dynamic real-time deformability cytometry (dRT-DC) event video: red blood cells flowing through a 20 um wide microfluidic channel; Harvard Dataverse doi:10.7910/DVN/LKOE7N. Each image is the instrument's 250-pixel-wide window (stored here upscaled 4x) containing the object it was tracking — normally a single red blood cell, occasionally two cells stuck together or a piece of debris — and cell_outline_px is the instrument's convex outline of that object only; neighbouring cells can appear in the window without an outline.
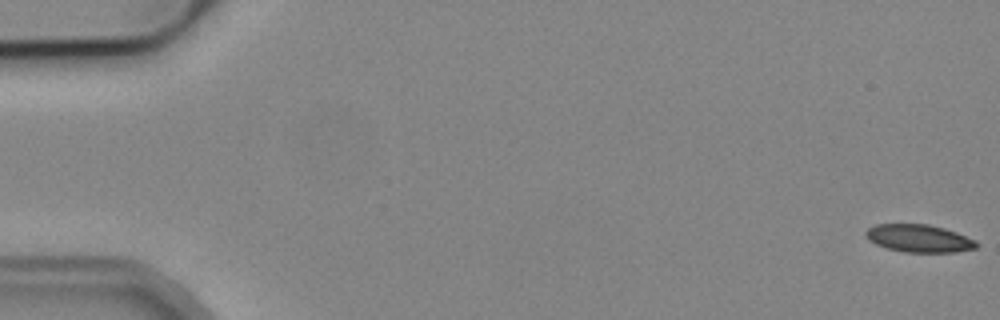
{"species": "common noctule bat (a hibernating species)", "species_latin": "Nyctalus noctula", "temperature_condition": "cold", "stored_images_in_passage": 53, "camera_frame_rate_fps": 3000, "um_per_image_px": 0.085, "animal": {"sex": "male", "body_mass_g": 19.2, "forearm_length_mm": 51.8}, "frame": {"image": 1, "passage_image": 1, "time_ms": 0.0, "image_size_px": [1000, 320], "cell_outline_px": [[980, 244], [976, 248], [956, 252], [904, 252], [888, 248], [876, 244], [868, 240], [864, 236], [864, 232], [868, 228], [876, 224], [928, 224], [944, 228], [956, 232], [976, 240]], "centroid_in_image_um": [78.11, 20.26], "position_along_channel_um": 6.9, "area_um2": 17.98}}
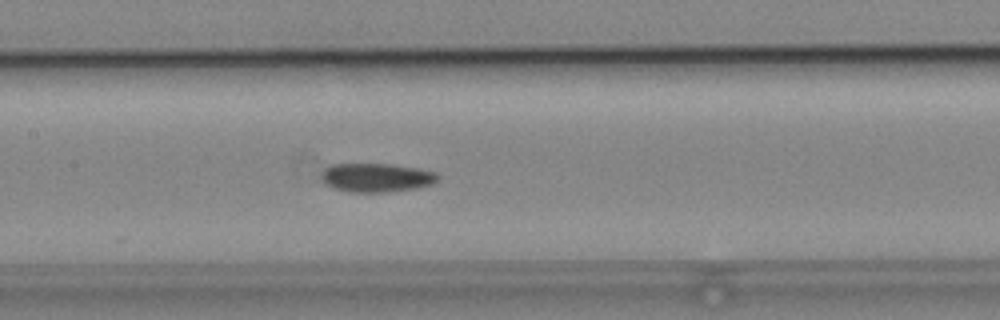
{"frame": {"image": 2, "passage_image": 26, "time_ms": 8.333, "image_size_px": [1000, 320], "cell_outline_px": [[440, 176], [432, 184], [416, 188], [384, 192], [348, 192], [324, 184], [324, 168], [332, 164], [392, 164], [416, 168], [436, 172]], "centroid_in_image_um": [32.02, 15.09], "position_along_channel_um": 175.4, "area_um2": 19.31}}
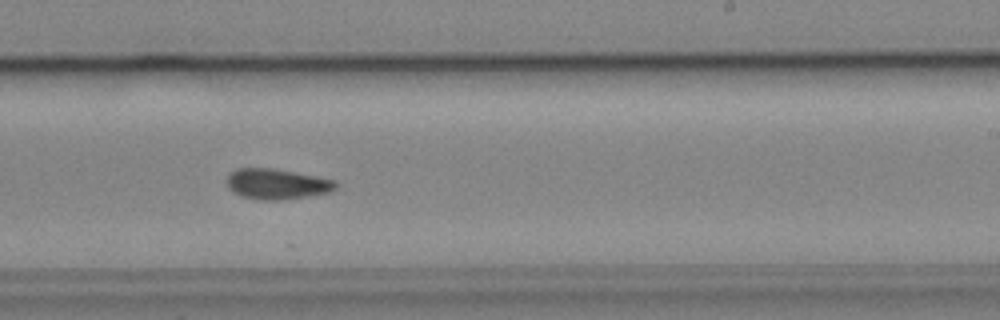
{"frame": {"image": 3, "passage_image": 33, "time_ms": 10.667, "image_size_px": [1000, 320], "cell_outline_px": [[336, 188], [328, 192], [308, 196], [280, 200], [260, 200], [244, 196], [228, 188], [228, 172], [236, 168], [272, 168], [316, 176], [336, 180]], "centroid_in_image_um": [23.53, 15.63], "position_along_channel_um": 265.5, "area_um2": 19.13}, "authors_computed_cell_mechanics": {"area_um2": 18.8428, "velocity_mm_per_s": 3.8704, "shape_relaxation_time_tau1_ms": null, "shape_relaxation_time_tau2_ms": 4.8667, "deformation_change_tau1": null, "deformation_change_tau2": 0.1027}}